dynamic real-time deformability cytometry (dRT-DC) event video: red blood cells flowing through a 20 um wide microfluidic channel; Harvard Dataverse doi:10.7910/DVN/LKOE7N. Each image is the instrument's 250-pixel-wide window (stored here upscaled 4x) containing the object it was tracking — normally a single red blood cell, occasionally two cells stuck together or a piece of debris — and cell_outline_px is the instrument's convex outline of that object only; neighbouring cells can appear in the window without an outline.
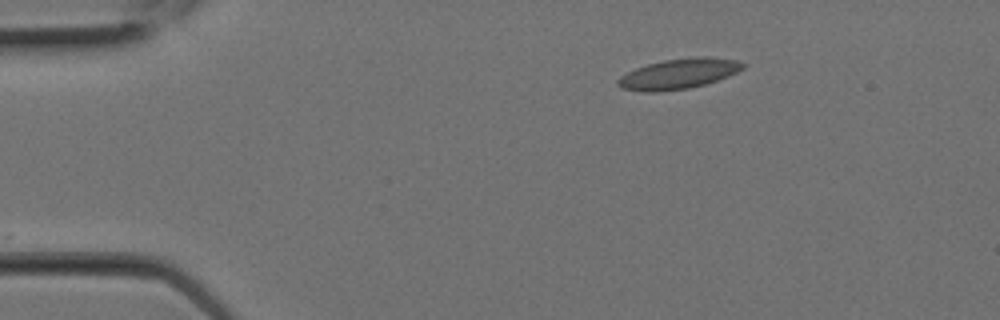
{"species": "Egyptian fruit bat (a non-hibernating species)", "species_latin": "Rousettus aegyptiacus", "temperature_condition": "room temperature", "stored_images_in_passage": 8, "camera_frame_rate_fps": 3000, "um_per_image_px": 0.085, "animal": {"sex": "female"}, "frame": {"image": 1, "passage_image": 1, "time_ms": 0.0, "image_size_px": [1000, 320], "cell_outline_px": [[744, 68], [728, 76], [704, 84], [688, 88], [656, 92], [644, 92], [620, 88], [616, 84], [616, 80], [620, 76], [636, 68], [648, 64], [664, 60], [696, 56], [708, 56], [736, 60], [744, 64]], "centroid_in_image_um": [57.65, 6.27], "position_along_channel_um": 27.4, "area_um2": 21.96}}
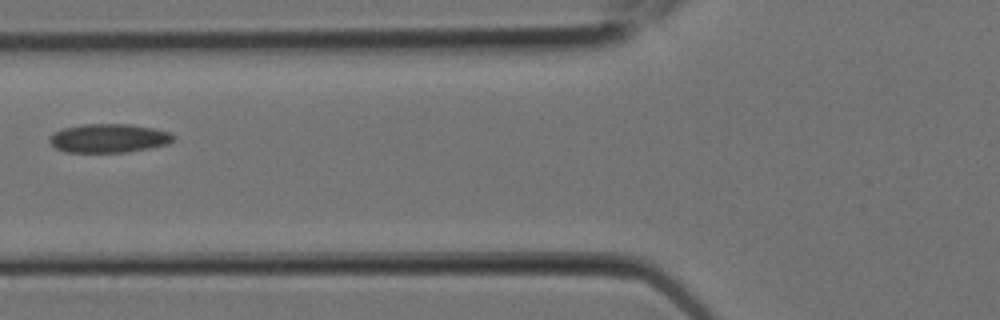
{"frame": {"image": 2, "passage_image": 6, "time_ms": 1.667, "image_size_px": [1000, 320], "cell_outline_px": [[176, 136], [168, 144], [128, 152], [64, 152], [56, 148], [48, 140], [52, 132], [64, 128], [84, 124], [128, 124], [152, 128], [168, 132]], "centroid_in_image_um": [9.21, 11.75], "position_along_channel_um": 116.6, "area_um2": 20.69}}
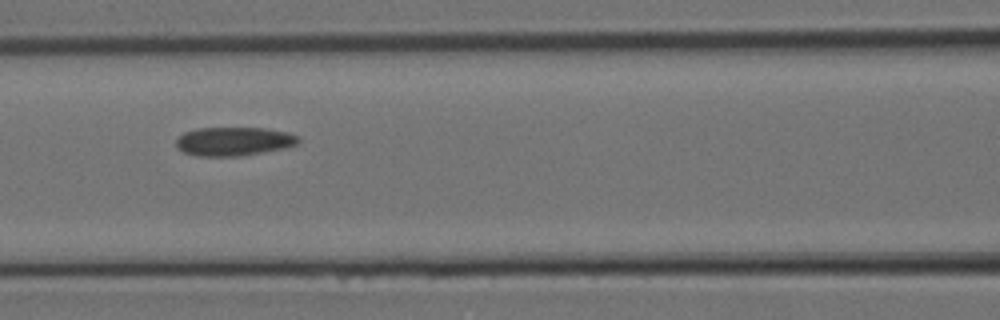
{"frame": {"image": 3, "passage_image": 7, "time_ms": 2.0, "image_size_px": [1000, 320], "cell_outline_px": [[300, 140], [296, 144], [284, 148], [236, 156], [196, 156], [184, 152], [176, 148], [176, 140], [184, 132], [196, 128], [264, 128], [288, 132], [296, 136]], "centroid_in_image_um": [19.82, 12.01], "position_along_channel_um": 146.8, "area_um2": 20.29}}